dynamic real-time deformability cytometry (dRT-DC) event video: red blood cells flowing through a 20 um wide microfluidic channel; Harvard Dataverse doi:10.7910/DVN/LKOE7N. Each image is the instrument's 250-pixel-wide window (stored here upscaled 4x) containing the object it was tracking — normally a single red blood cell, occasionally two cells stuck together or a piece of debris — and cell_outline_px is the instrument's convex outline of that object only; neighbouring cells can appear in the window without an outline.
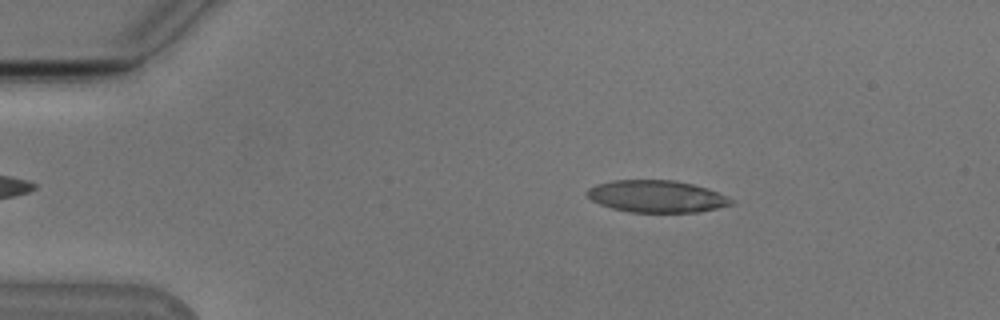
{"species": "Egyptian fruit bat (a non-hibernating species)", "species_latin": "Rousettus aegyptiacus", "temperature_condition": "cold", "stored_images_in_passage": 53, "camera_frame_rate_fps": 3000, "um_per_image_px": 0.085, "animal": {"sex": "male"}, "frame": {"image": 1, "passage_image": 9, "time_ms": 2.667, "image_size_px": [1000, 320], "cell_outline_px": [[732, 200], [728, 204], [716, 208], [696, 212], [632, 212], [612, 208], [600, 204], [592, 200], [584, 192], [588, 188], [596, 184], [612, 180], [676, 180], [708, 188]], "centroid_in_image_um": [55.73, 16.68], "position_along_channel_um": 29.3, "area_um2": 26.59}}
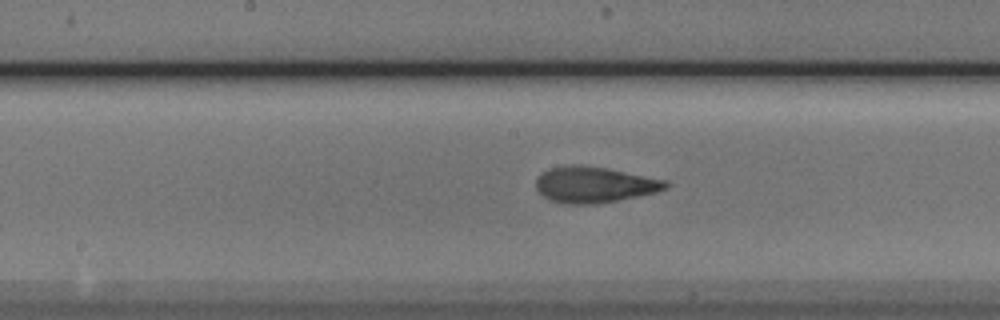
{"frame": {"image": 2, "passage_image": 27, "time_ms": 8.667, "image_size_px": [1000, 320], "cell_outline_px": [[668, 184], [664, 188], [656, 192], [616, 200], [592, 204], [564, 204], [548, 200], [536, 188], [536, 180], [548, 168], [568, 164], [580, 164], [608, 168], [668, 180]], "centroid_in_image_um": [50.49, 15.68], "position_along_channel_um": 197.7, "area_um2": 27.17}}
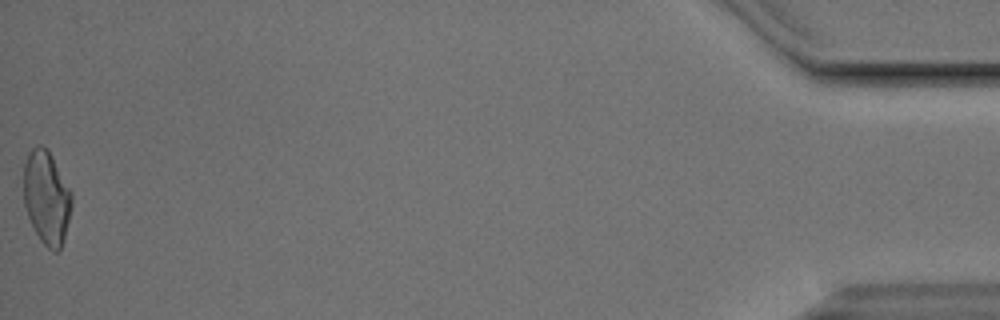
{"frame": {"image": 3, "passage_image": 53, "time_ms": 17.333, "image_size_px": [1000, 320], "cell_outline_px": [[72, 204], [64, 240], [60, 248], [56, 252], [52, 252], [40, 240], [28, 216], [24, 204], [24, 164], [28, 152], [32, 148], [40, 144], [48, 148], [72, 192]], "centroid_in_image_um": [3.97, 16.77], "position_along_channel_um": 431.2, "area_um2": 26.3}, "authors_computed_cell_mechanics": {"area_um2": 26.5302, "velocity_mm_per_s": 3.8299, "shape_relaxation_time_tau1_ms": 7.6096, "shape_relaxation_time_tau2_ms": 1.9047, "deformation_change_tau1": 0.1988, "deformation_change_tau2": 0.0737}}